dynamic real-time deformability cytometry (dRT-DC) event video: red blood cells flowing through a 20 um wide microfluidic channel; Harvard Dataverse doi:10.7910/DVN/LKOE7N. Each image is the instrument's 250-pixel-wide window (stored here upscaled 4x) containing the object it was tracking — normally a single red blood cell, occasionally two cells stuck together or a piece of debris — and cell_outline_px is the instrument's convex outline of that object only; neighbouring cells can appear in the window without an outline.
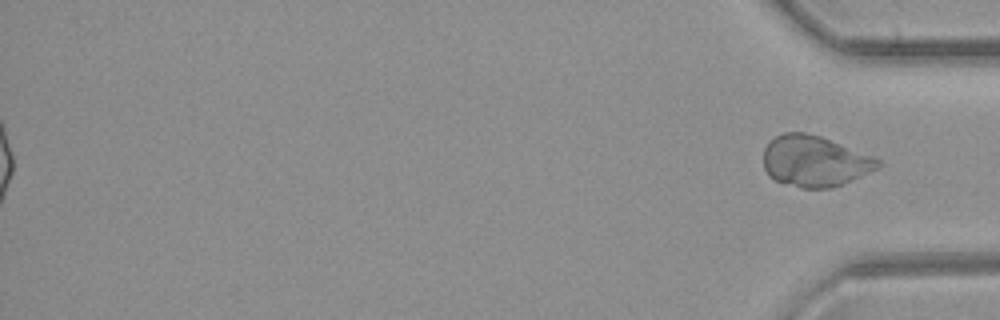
{"species": "common noctule bat (a hibernating species)", "species_latin": "Nyctalus noctula", "temperature_condition": "room temperature", "stored_images_in_passage": 48, "segment_of_instrument_passage": [2, 2], "camera_frame_rate_fps": 3000, "um_per_image_px": 0.085, "animal": {"sex": "female", "body_mass_g": 21.9}, "frame": {"image": 1, "passage_image": 48, "time_ms": 15.667, "image_size_px": [1000, 320], "cell_outline_px": [[884, 164], [844, 184], [832, 188], [800, 188], [776, 180], [768, 176], [764, 168], [764, 148], [768, 140], [784, 132], [804, 132], [820, 136], [872, 156], [880, 160]], "centroid_in_image_um": [69.21, 13.7], "position_along_channel_um": 366.0, "area_um2": 33.93}}